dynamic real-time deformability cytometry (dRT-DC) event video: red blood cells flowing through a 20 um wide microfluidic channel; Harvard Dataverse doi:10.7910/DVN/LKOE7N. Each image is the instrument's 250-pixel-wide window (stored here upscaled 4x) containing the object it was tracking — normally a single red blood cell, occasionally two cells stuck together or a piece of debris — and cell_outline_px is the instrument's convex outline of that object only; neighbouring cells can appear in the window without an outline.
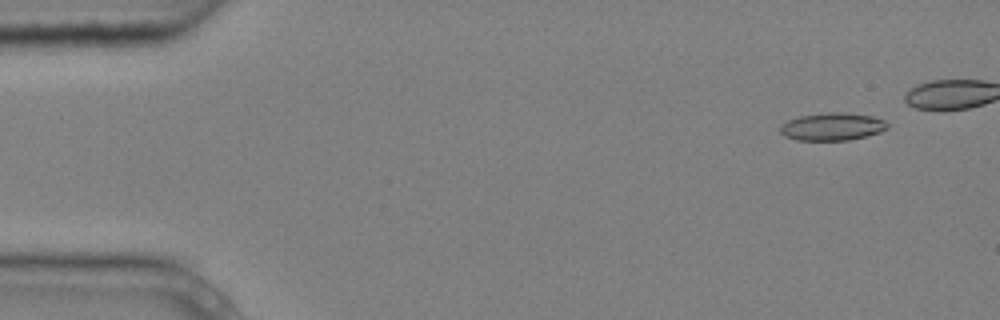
{"species": "common noctule bat (a hibernating species)", "species_latin": "Nyctalus noctula", "temperature_condition": "cold", "stored_images_in_passage": 3, "camera_frame_rate_fps": 3000, "um_per_image_px": 0.085, "animal": {"sex": "male", "body_mass_g": 20.4}, "frame": {"image": 1, "passage_image": 1, "time_ms": 0.0, "image_size_px": [1000, 320], "cell_outline_px": [[888, 128], [880, 132], [868, 136], [848, 140], [796, 140], [784, 136], [780, 132], [780, 128], [788, 120], [800, 116], [828, 112], [844, 112], [872, 116], [884, 120], [888, 124]], "centroid_in_image_um": [70.77, 10.76], "position_along_channel_um": 14.2, "area_um2": 17.28}}